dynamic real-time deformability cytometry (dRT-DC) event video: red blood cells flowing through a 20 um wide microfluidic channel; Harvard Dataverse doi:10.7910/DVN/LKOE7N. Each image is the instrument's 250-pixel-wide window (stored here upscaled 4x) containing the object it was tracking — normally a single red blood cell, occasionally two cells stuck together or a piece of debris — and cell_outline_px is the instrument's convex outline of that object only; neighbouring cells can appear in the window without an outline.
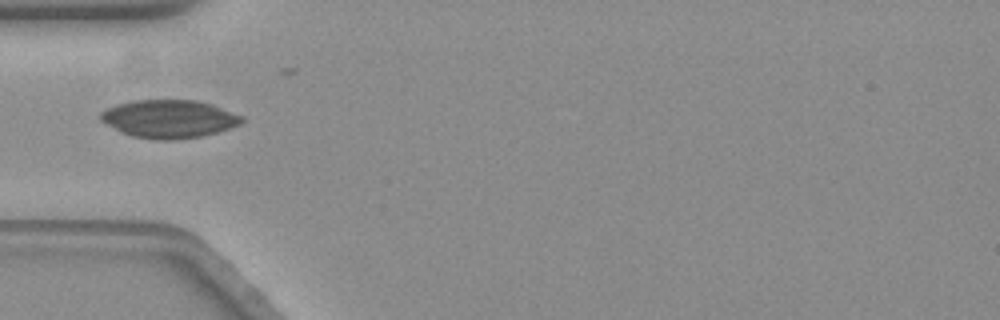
{"species": "common noctule bat (a hibernating species)", "species_latin": "Nyctalus noctula", "temperature_condition": "warm", "stored_images_in_passage": 17, "camera_frame_rate_fps": 3000, "um_per_image_px": 0.085, "animal": {"sex": "female", "body_mass_g": 19.3, "forearm_length_mm": 54.1}, "frame": {"image": 1, "passage_image": 1, "time_ms": 0.0, "image_size_px": [1000, 320], "cell_outline_px": [[244, 120], [240, 124], [216, 132], [200, 136], [172, 140], [156, 140], [132, 136], [120, 132], [100, 120], [100, 112], [116, 104], [132, 100], [196, 100], [212, 104], [244, 116]], "centroid_in_image_um": [14.35, 10.1], "position_along_channel_um": 70.6, "area_um2": 31.33}}